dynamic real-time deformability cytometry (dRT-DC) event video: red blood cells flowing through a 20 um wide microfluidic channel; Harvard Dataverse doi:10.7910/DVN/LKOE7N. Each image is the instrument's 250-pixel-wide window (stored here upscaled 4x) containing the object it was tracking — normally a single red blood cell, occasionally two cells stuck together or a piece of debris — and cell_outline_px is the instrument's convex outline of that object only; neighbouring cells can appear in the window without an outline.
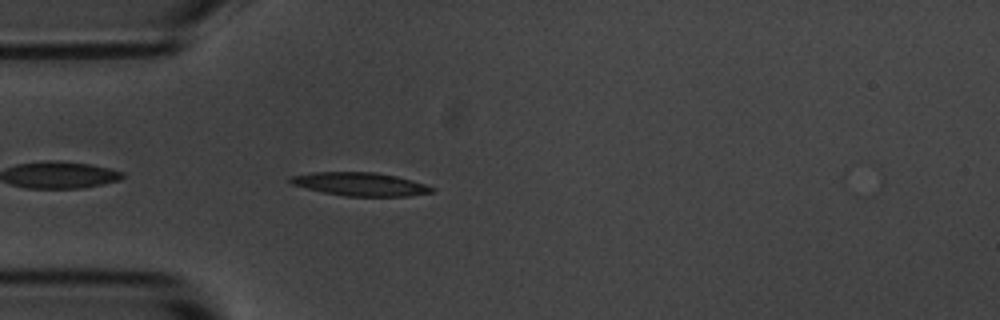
{"species": "common noctule bat (a hibernating species)", "species_latin": "Nyctalus noctula", "temperature_condition": "room temperature", "stored_images_in_passage": 5, "camera_frame_rate_fps": 3000, "um_per_image_px": 0.085, "animal": {"sex": "male", "body_mass_g": 20.1, "forearm_length_mm": 53.5}, "frame": {"image": 1, "passage_image": 5, "time_ms": 4.333, "image_size_px": [1000, 320], "cell_outline_px": [[436, 188], [432, 192], [408, 196], [344, 196], [324, 192], [292, 184], [284, 180], [288, 176], [312, 172], [376, 172], [396, 176], [412, 180]], "centroid_in_image_um": [30.57, 15.64], "position_along_channel_um": 54.4, "area_um2": 19.31}}